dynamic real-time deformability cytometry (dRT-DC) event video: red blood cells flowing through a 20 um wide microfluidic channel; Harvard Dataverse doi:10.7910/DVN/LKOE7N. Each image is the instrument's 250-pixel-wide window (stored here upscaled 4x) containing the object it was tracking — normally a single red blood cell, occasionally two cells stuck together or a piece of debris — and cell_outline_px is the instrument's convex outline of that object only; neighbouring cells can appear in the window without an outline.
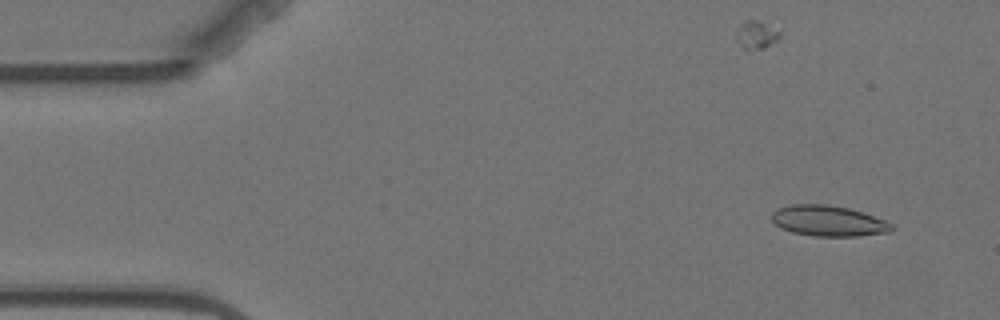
{"species": "Egyptian fruit bat (a non-hibernating species)", "species_latin": "Rousettus aegyptiacus", "temperature_condition": "warm", "stored_images_in_passage": 6, "camera_frame_rate_fps": 3000, "um_per_image_px": 0.085, "animal": {"sex": "female"}, "frame": {"image": 1, "passage_image": 2, "time_ms": 1.0, "image_size_px": [1000, 320], "cell_outline_px": [[896, 228], [892, 232], [856, 236], [812, 236], [792, 232], [776, 224], [772, 220], [772, 212], [776, 208], [792, 204], [824, 204], [848, 208], [884, 220], [892, 224]], "centroid_in_image_um": [70.42, 18.78], "position_along_channel_um": 14.6, "area_um2": 21.33}}
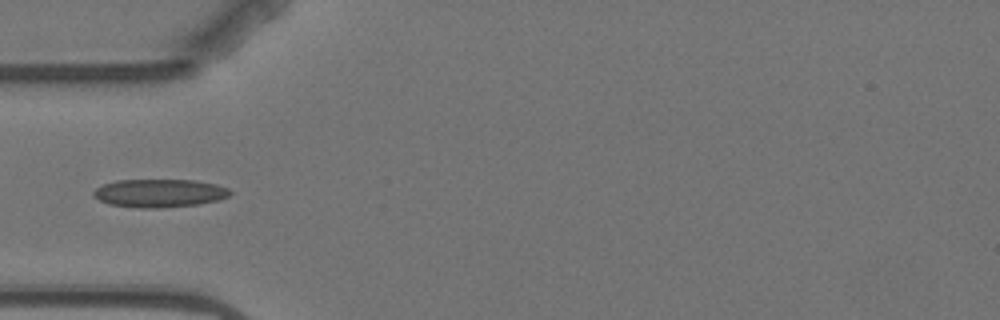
{"frame": {"image": 2, "passage_image": 5, "time_ms": 5.333, "image_size_px": [1000, 320], "cell_outline_px": [[232, 192], [228, 196], [216, 200], [196, 204], [160, 208], [140, 208], [108, 204], [92, 196], [92, 192], [96, 188], [104, 184], [116, 180], [196, 180], [216, 184], [228, 188]], "centroid_in_image_um": [13.52, 16.41], "position_along_channel_um": 71.5, "area_um2": 22.37}}
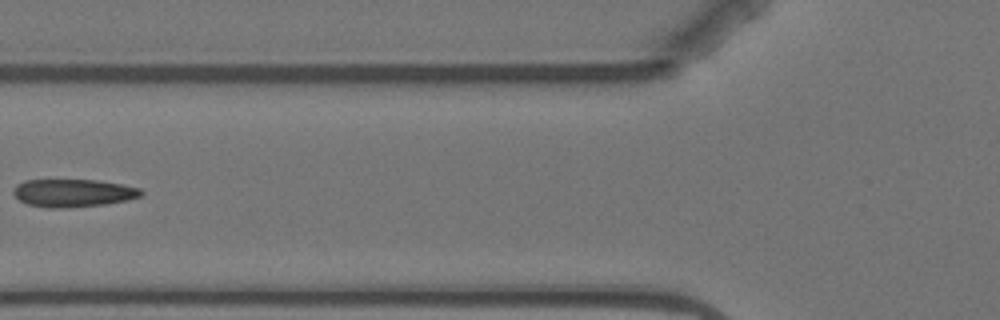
{"frame": {"image": 3, "passage_image": 6, "time_ms": 6.667, "image_size_px": [1000, 320], "cell_outline_px": [[144, 192], [140, 196], [128, 200], [104, 204], [64, 208], [48, 208], [28, 204], [20, 200], [12, 192], [16, 184], [24, 180], [96, 180], [120, 184], [140, 188]], "centroid_in_image_um": [6.21, 16.4], "position_along_channel_um": 119.6, "area_um2": 20.63}}